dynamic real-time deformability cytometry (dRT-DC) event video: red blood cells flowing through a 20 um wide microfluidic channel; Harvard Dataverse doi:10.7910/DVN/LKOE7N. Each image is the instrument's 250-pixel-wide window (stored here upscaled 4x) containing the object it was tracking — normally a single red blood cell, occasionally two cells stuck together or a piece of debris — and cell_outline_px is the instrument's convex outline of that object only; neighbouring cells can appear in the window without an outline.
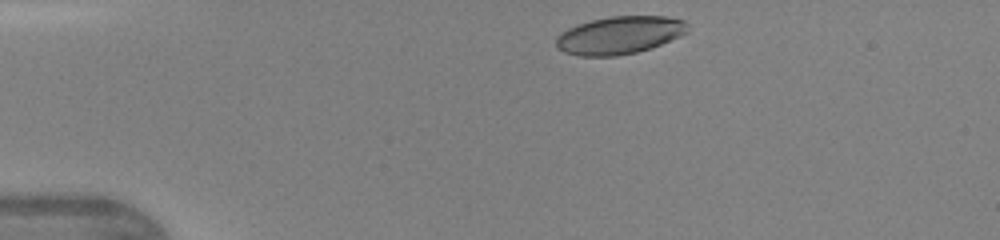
{"species": "human", "species_latin": "Homo sapiens", "temperature_condition": "warm", "stored_images_in_passage": 9, "camera_frame_rate_fps": 3000, "um_per_image_px": 0.085, "donor": {"sex": "female"}, "frame": {"image": 1, "passage_image": 2, "time_ms": 0.333, "image_size_px": [1000, 240], "cell_outline_px": [[688, 32], [680, 36], [652, 48], [636, 52], [616, 56], [580, 56], [564, 52], [556, 48], [556, 36], [560, 32], [568, 28], [592, 20], [612, 16], [664, 16], [684, 20], [688, 24]], "centroid_in_image_um": [52.66, 2.99], "position_along_channel_um": 32.3, "area_um2": 29.02}}
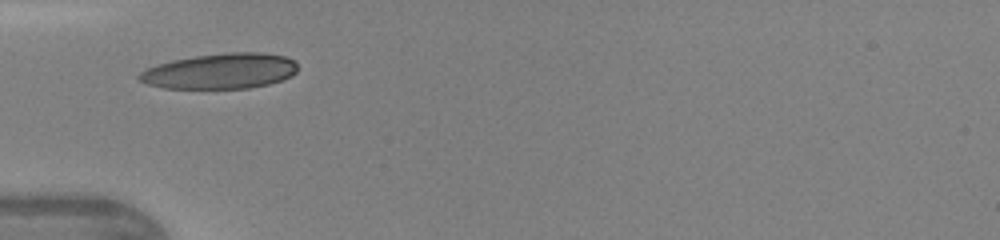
{"frame": {"image": 2, "passage_image": 7, "time_ms": 2.0, "image_size_px": [1000, 240], "cell_outline_px": [[296, 72], [292, 76], [268, 84], [248, 88], [164, 88], [148, 84], [140, 80], [136, 76], [140, 72], [148, 68], [172, 60], [196, 56], [232, 52], [260, 52], [284, 56], [292, 60], [296, 64]], "centroid_in_image_um": [18.73, 6.04], "position_along_channel_um": 66.3, "area_um2": 32.37}}